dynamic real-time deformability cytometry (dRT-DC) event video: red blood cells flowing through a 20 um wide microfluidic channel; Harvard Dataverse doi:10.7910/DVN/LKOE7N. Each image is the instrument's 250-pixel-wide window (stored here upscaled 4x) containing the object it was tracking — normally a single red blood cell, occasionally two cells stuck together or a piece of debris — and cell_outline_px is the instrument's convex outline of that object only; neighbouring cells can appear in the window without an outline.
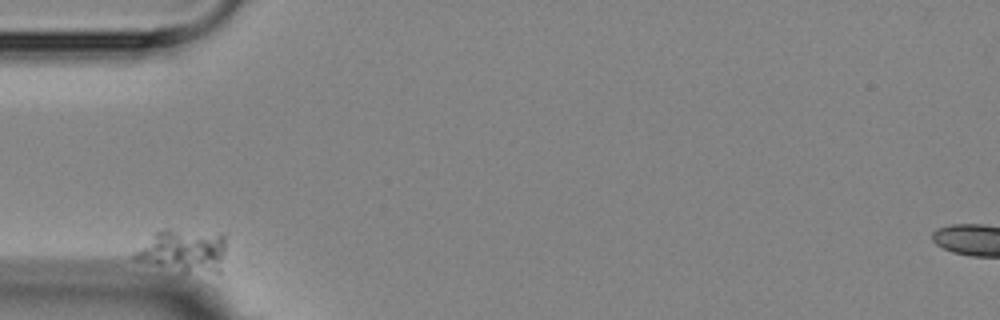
{"species": "Egyptian fruit bat (a non-hibernating species)", "species_latin": "Rousettus aegyptiacus", "temperature_condition": "room temperature", "stored_images_in_passage": 2, "camera_frame_rate_fps": 3000, "um_per_image_px": 0.085, "animal": {"sex": "female"}, "frame": {"image": 1, "passage_image": 1, "time_ms": 0.0, "image_size_px": [1000, 320], "cell_outline_px": [[224, 256], [220, 272], [184, 272], [132, 260], [132, 256], [152, 232], [164, 228], [168, 228], [224, 232]], "centroid_in_image_um": [15.58, 21.27], "position_along_channel_um": 69.4, "area_um2": 23.47}}